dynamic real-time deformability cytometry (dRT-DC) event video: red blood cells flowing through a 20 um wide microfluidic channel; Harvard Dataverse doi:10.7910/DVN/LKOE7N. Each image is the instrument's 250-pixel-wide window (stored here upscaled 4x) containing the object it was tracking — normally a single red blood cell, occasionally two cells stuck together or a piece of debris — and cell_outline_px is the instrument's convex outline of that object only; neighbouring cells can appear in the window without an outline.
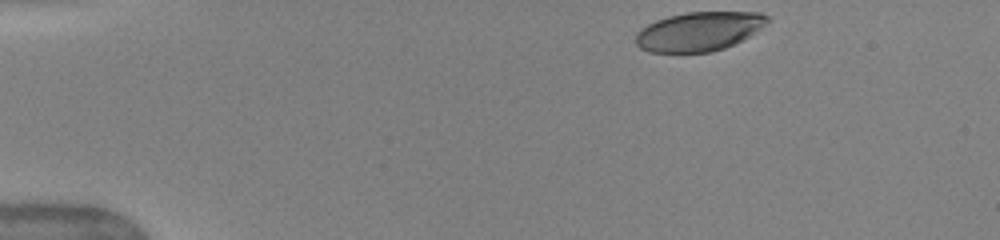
{"species": "human", "species_latin": "Homo sapiens", "temperature_condition": "warm", "stored_images_in_passage": 43, "camera_frame_rate_fps": 3000, "um_per_image_px": 0.085, "donor": {"sex": "female"}, "frame": {"image": 1, "passage_image": 1, "time_ms": 0.0, "image_size_px": [1000, 240], "cell_outline_px": [[772, 20], [748, 36], [724, 48], [712, 52], [648, 52], [640, 48], [636, 44], [636, 32], [640, 28], [656, 20], [668, 16], [688, 12], [760, 12], [768, 16]], "centroid_in_image_um": [59.39, 2.66], "position_along_channel_um": 25.6, "area_um2": 29.94}}
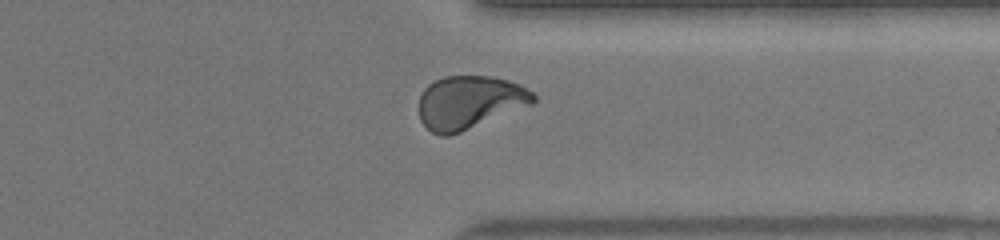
{"frame": {"image": 2, "passage_image": 33, "time_ms": 10.667, "image_size_px": [1000, 240], "cell_outline_px": [[536, 100], [532, 104], [460, 132], [448, 136], [440, 136], [432, 132], [420, 120], [420, 96], [424, 88], [428, 84], [444, 76], [492, 76], [508, 80], [520, 84], [532, 92], [536, 96]], "centroid_in_image_um": [39.91, 8.68], "position_along_channel_um": 371.5, "area_um2": 35.26}}
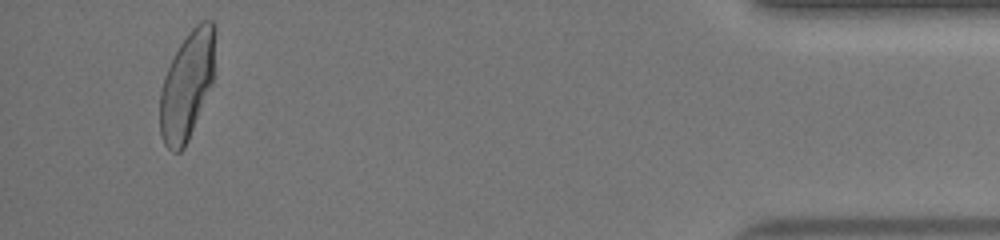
{"frame": {"image": 3, "passage_image": 41, "time_ms": 13.333, "image_size_px": [1000, 240], "cell_outline_px": [[216, 76], [188, 140], [184, 148], [180, 152], [172, 152], [164, 144], [160, 132], [160, 92], [164, 76], [180, 44], [188, 32], [200, 20], [212, 20], [216, 24]], "centroid_in_image_um": [15.96, 7.19], "position_along_channel_um": 419.2, "area_um2": 35.49}, "authors_computed_cell_mechanics": {"area_um2": 34.5066, "velocity_mm_per_s": 4.0665, "shape_relaxation_time_tau1_ms": 4.2486, "shape_relaxation_time_tau2_ms": 0.6698, "deformation_change_tau1": 0.1935, "deformation_change_tau2": 0.0617}}